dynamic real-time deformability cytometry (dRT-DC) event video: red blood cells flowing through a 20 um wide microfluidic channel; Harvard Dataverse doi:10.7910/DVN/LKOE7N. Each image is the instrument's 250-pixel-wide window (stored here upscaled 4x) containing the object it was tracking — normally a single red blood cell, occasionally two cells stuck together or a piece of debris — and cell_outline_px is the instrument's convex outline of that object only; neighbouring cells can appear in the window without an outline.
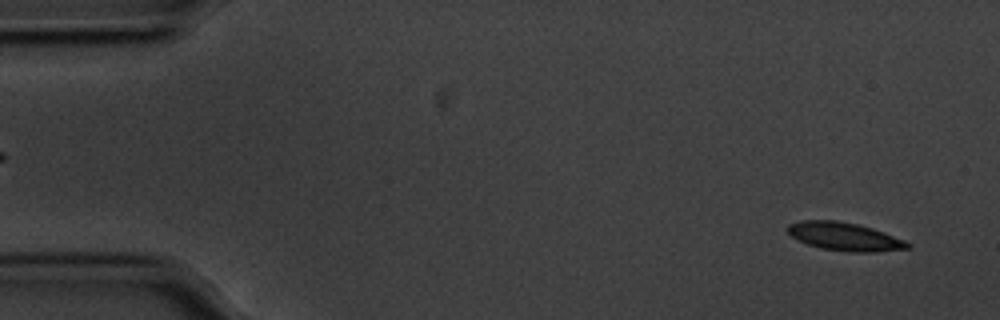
{"species": "common noctule bat (a hibernating species)", "species_latin": "Nyctalus noctula", "temperature_condition": "cold", "stored_images_in_passage": 54, "camera_frame_rate_fps": 3000, "um_per_image_px": 0.085, "animal": {"sex": "male", "body_mass_g": 20.1, "forearm_length_mm": 53.5}, "frame": {"image": 1, "passage_image": 3, "time_ms": 0.667, "image_size_px": [1000, 320], "cell_outline_px": [[912, 248], [876, 252], [848, 252], [820, 248], [808, 244], [792, 236], [788, 232], [788, 224], [800, 220], [836, 220], [856, 224], [872, 228], [884, 232], [904, 240], [912, 244]], "centroid_in_image_um": [71.82, 20.11], "position_along_channel_um": 13.2, "area_um2": 19.71}}
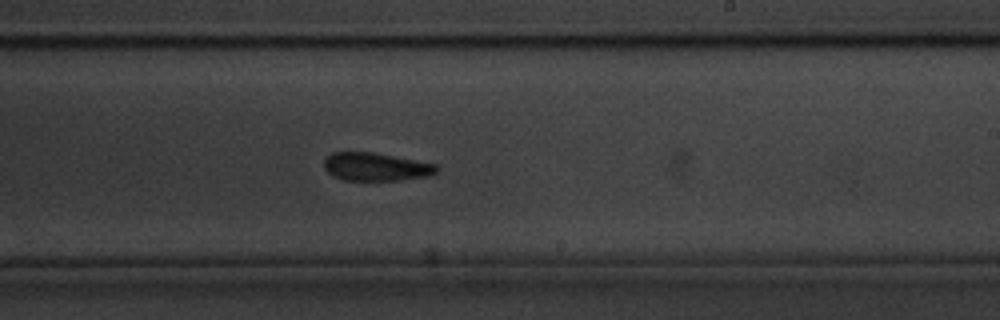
{"frame": {"image": 2, "passage_image": 33, "time_ms": 10.667, "image_size_px": [1000, 320], "cell_outline_px": [[440, 168], [432, 176], [400, 180], [344, 180], [332, 176], [324, 168], [324, 156], [332, 152], [372, 152], [436, 164]], "centroid_in_image_um": [31.94, 14.18], "position_along_channel_um": 257.1, "area_um2": 18.61}}
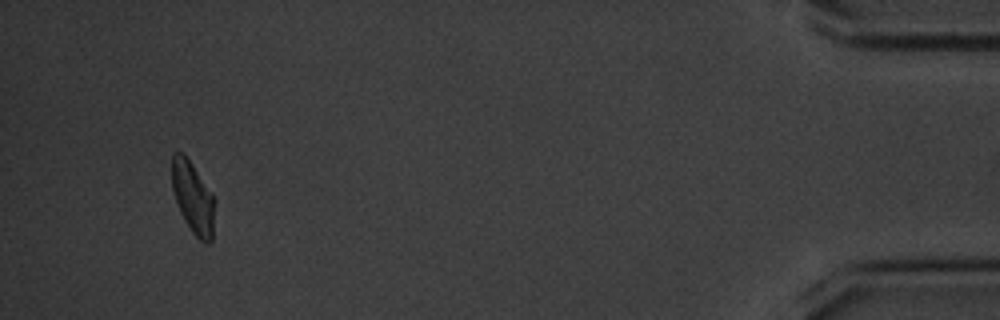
{"frame": {"image": 3, "passage_image": 53, "time_ms": 17.333, "image_size_px": [1000, 320], "cell_outline_px": [[216, 200], [212, 240], [208, 244], [204, 244], [192, 232], [184, 220], [176, 204], [172, 188], [172, 156], [176, 152], [184, 152]], "centroid_in_image_um": [16.41, 16.83], "position_along_channel_um": 418.8, "area_um2": 18.09}, "authors_computed_cell_mechanics": {"area_um2": 19.6809, "velocity_mm_per_s": 3.5284, "shape_relaxation_time_tau1_ms": 2.6862, "shape_relaxation_time_tau2_ms": 3.6313, "deformation_change_tau1": 0.1019, "deformation_change_tau2": 0.0938}}